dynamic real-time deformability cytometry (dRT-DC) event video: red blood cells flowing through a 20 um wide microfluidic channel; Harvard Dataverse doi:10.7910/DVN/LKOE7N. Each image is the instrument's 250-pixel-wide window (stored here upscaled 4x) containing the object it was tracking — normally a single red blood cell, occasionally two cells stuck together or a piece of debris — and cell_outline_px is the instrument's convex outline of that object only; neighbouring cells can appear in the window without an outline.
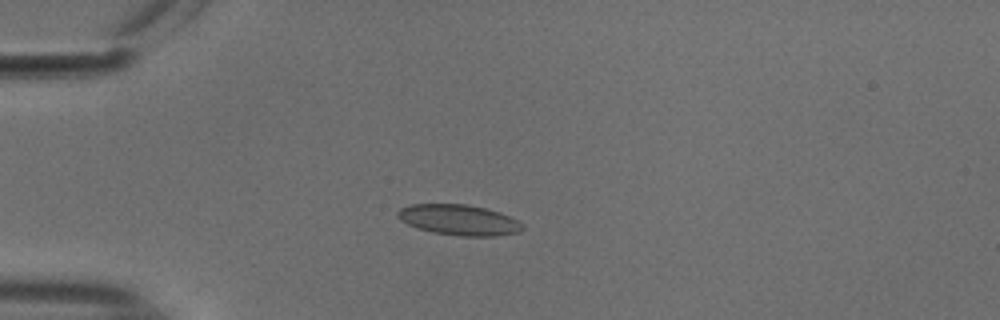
{"species": "common noctule bat (a hibernating species)", "species_latin": "Nyctalus noctula", "temperature_condition": "cold", "stored_images_in_passage": 40, "camera_frame_rate_fps": 3000, "um_per_image_px": 0.085, "animal": {"sex": "male", "body_mass_g": 18.8}, "frame": {"image": 1, "passage_image": 1, "time_ms": 0.0, "image_size_px": [1000, 320], "cell_outline_px": [[524, 228], [520, 232], [492, 236], [460, 236], [432, 232], [416, 228], [400, 220], [396, 216], [396, 212], [400, 208], [408, 204], [468, 204], [500, 212], [524, 224]], "centroid_in_image_um": [38.98, 18.69], "position_along_channel_um": 46.0, "area_um2": 22.37}}
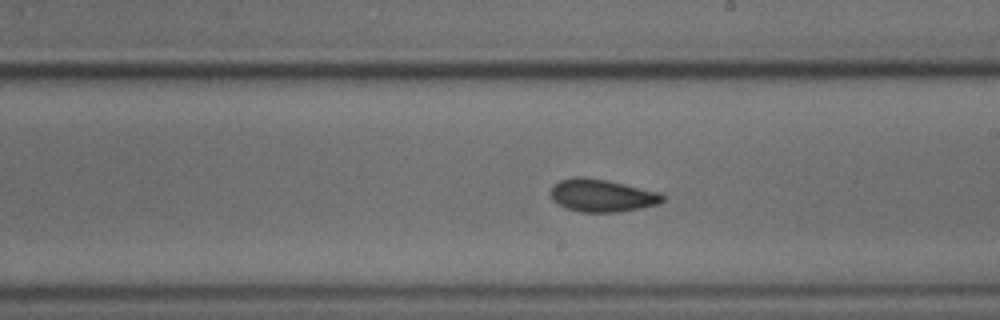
{"frame": {"image": 2, "passage_image": 18, "time_ms": 5.667, "image_size_px": [1000, 320], "cell_outline_px": [[664, 200], [660, 204], [640, 208], [616, 212], [580, 212], [568, 208], [552, 200], [552, 188], [560, 180], [572, 176], [584, 176], [608, 180], [664, 192]], "centroid_in_image_um": [51.24, 16.6], "position_along_channel_um": 237.8, "area_um2": 21.5}}
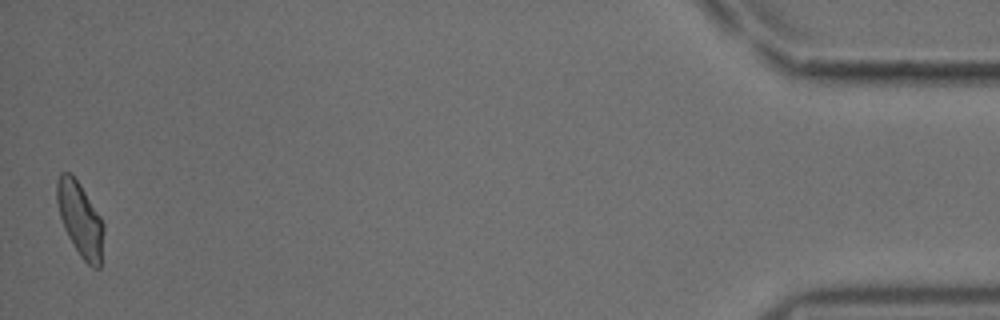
{"frame": {"image": 3, "passage_image": 40, "time_ms": 13.0, "image_size_px": [1000, 320], "cell_outline_px": [[104, 228], [100, 268], [92, 268], [80, 256], [72, 244], [64, 228], [60, 216], [56, 200], [56, 184], [60, 172], [68, 172], [80, 184], [100, 216], [104, 224]], "centroid_in_image_um": [6.81, 18.66], "position_along_channel_um": 428.4, "area_um2": 20.11}, "authors_computed_cell_mechanics": {"area_um2": 20.4034, "velocity_mm_per_s": 3.7643, "shape_relaxation_time_tau1_ms": 5.6321, "shape_relaxation_time_tau2_ms": 4.901, "deformation_change_tau1": 0.1135, "deformation_change_tau2": 0.0869}}